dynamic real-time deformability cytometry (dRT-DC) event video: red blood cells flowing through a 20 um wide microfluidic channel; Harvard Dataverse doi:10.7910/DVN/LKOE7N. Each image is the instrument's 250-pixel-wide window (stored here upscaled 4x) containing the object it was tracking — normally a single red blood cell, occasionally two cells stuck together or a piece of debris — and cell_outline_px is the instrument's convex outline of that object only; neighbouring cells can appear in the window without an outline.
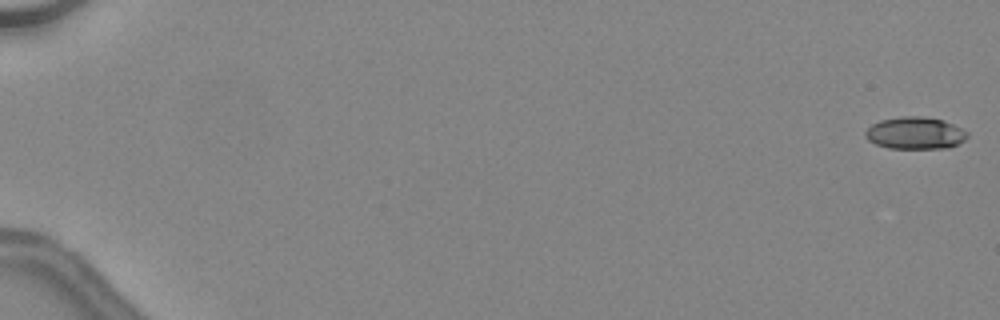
{"species": "common noctule bat (a hibernating species)", "species_latin": "Nyctalus noctula", "temperature_condition": "warm", "stored_images_in_passage": 48, "camera_frame_rate_fps": 3000, "um_per_image_px": 0.085, "animal": {"sex": "female", "body_mass_g": 24.6, "forearm_length_mm": 56.2}, "frame": {"image": 1, "passage_image": 1, "time_ms": 0.0, "image_size_px": [1000, 320], "cell_outline_px": [[968, 136], [964, 140], [948, 148], [888, 148], [876, 144], [868, 140], [864, 136], [864, 132], [872, 124], [880, 120], [900, 116], [924, 116], [944, 120], [968, 132]], "centroid_in_image_um": [77.76, 11.3], "position_along_channel_um": 7.2, "area_um2": 19.13}}
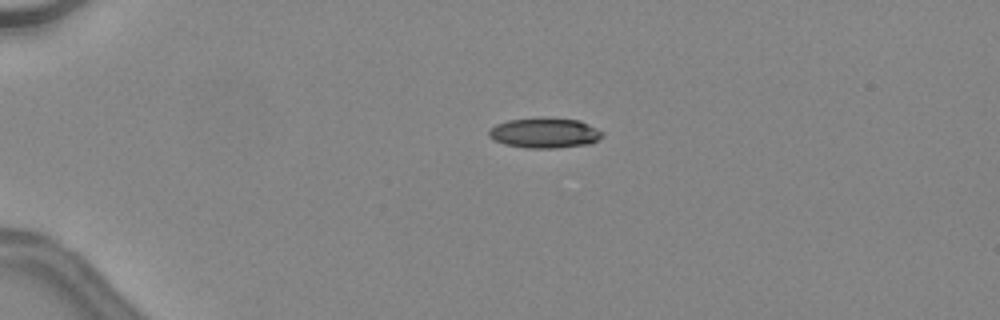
{"frame": {"image": 2, "passage_image": 13, "time_ms": 4.0, "image_size_px": [1000, 320], "cell_outline_px": [[604, 136], [588, 144], [556, 148], [528, 148], [504, 144], [488, 136], [488, 128], [496, 124], [508, 120], [540, 116], [548, 116], [580, 120], [604, 132]], "centroid_in_image_um": [46.28, 11.27], "position_along_channel_um": 38.7, "area_um2": 20.4}}
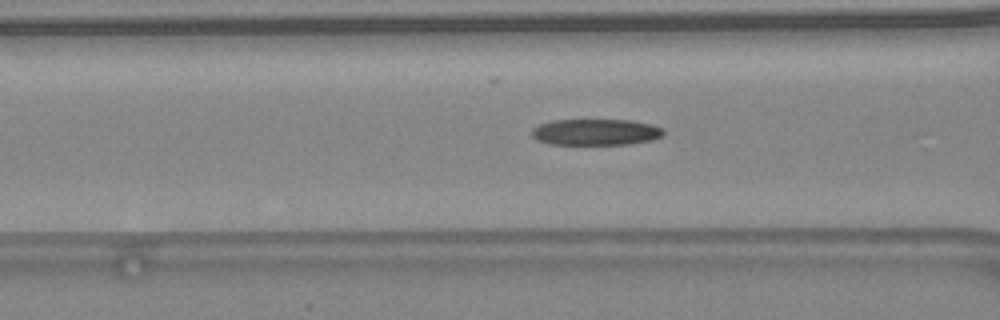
{"frame": {"image": 3, "passage_image": 22, "time_ms": 7.0, "image_size_px": [1000, 320], "cell_outline_px": [[664, 136], [652, 140], [628, 144], [548, 144], [536, 140], [532, 136], [532, 128], [540, 124], [552, 120], [632, 120], [652, 124], [664, 128]], "centroid_in_image_um": [50.66, 11.22], "position_along_channel_um": 115.9, "area_um2": 20.35}, "authors_computed_cell_mechanics": {"area_um2": 20.4323, "velocity_mm_per_s": 4.561, "shape_relaxation_time_tau1_ms": null, "shape_relaxation_time_tau2_ms": 4.3478, "deformation_change_tau1": null, "deformation_change_tau2": 0.1528}}